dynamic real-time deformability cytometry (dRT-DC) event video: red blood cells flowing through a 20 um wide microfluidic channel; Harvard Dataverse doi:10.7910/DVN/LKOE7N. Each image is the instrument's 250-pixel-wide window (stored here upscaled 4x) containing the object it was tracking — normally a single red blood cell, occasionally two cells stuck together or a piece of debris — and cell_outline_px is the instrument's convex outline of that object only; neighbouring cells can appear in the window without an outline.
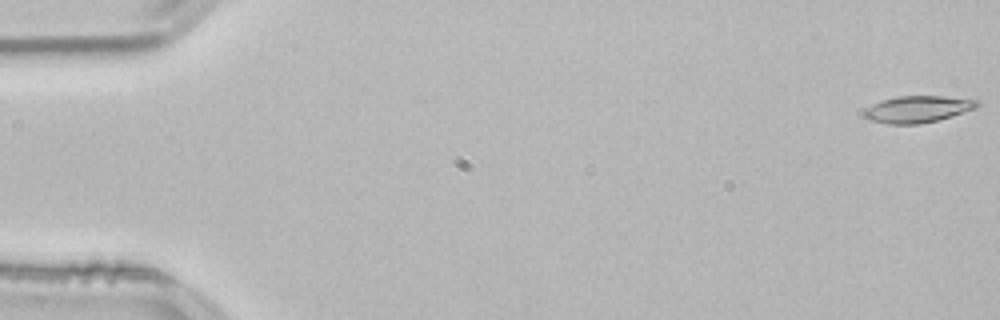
{"species": "common noctule bat (a hibernating species)", "species_latin": "Nyctalus noctula", "temperature_condition": "room temperature", "stored_images_in_passage": 38, "camera_frame_rate_fps": 3000, "um_per_image_px": 0.085, "animal": {"sex": "male", "body_mass_g": 21.5, "forearm_length_mm": 52.0}, "frame": {"image": 1, "passage_image": 1, "time_ms": 0.0, "image_size_px": [1000, 320], "cell_outline_px": [[980, 104], [976, 108], [952, 116], [920, 124], [888, 124], [872, 120], [864, 116], [864, 108], [872, 104], [896, 96], [944, 96], [980, 100]], "centroid_in_image_um": [78.02, 9.27], "position_along_channel_um": 7.0, "area_um2": 17.57}}
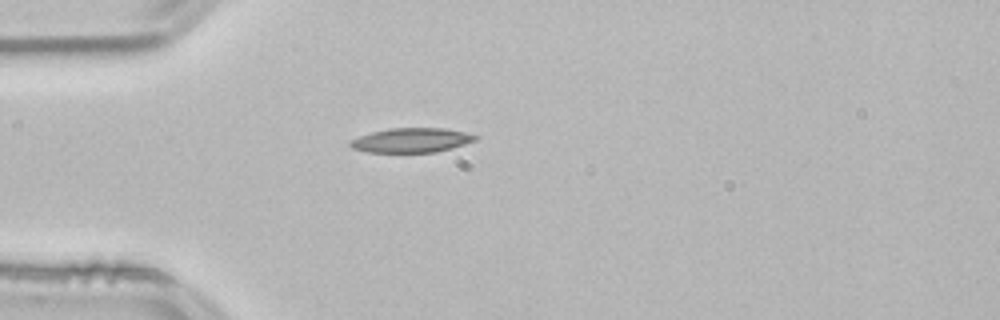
{"frame": {"image": 2, "passage_image": 15, "time_ms": 4.667, "image_size_px": [1000, 320], "cell_outline_px": [[480, 136], [476, 140], [452, 148], [436, 152], [368, 152], [352, 148], [348, 144], [352, 140], [360, 136], [372, 132], [388, 128], [444, 128], [464, 132]], "centroid_in_image_um": [34.99, 11.92], "position_along_channel_um": 50.0, "area_um2": 17.74}}